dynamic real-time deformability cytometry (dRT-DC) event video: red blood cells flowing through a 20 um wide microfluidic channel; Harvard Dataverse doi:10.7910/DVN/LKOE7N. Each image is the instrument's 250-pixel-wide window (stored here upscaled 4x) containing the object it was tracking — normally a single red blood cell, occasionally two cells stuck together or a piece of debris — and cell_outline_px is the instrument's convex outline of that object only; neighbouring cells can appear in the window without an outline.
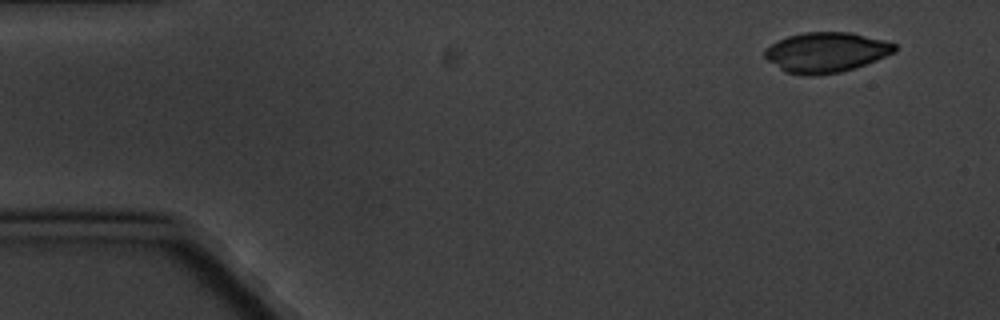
{"species": "common noctule bat (a hibernating species)", "species_latin": "Nyctalus noctula", "temperature_condition": "cold", "stored_images_in_passage": 5, "camera_frame_rate_fps": 3000, "um_per_image_px": 0.085, "animal": {"sex": "male", "body_mass_g": 20.1, "forearm_length_mm": 53.5}, "frame": {"image": 1, "passage_image": 1, "time_ms": 0.0, "image_size_px": [1000, 320], "cell_outline_px": [[896, 52], [876, 60], [840, 72], [812, 76], [804, 76], [784, 72], [768, 60], [764, 56], [764, 52], [772, 44], [788, 36], [804, 32], [852, 32], [884, 40], [896, 44]], "centroid_in_image_um": [70.22, 4.45], "position_along_channel_um": 14.8, "area_um2": 30.23}}